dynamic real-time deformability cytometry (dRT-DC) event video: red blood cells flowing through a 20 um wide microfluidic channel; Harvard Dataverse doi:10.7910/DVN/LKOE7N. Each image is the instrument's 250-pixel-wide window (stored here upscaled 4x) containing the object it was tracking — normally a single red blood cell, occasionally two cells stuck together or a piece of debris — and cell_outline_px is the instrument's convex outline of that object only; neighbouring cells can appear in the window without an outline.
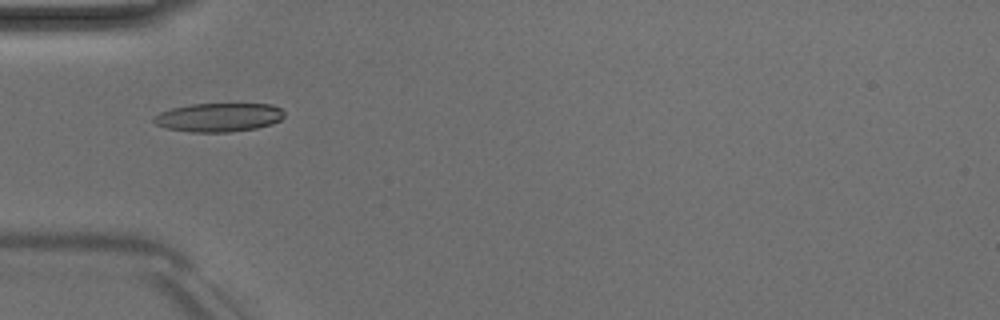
{"species": "Egyptian fruit bat (a non-hibernating species)", "species_latin": "Rousettus aegyptiacus", "temperature_condition": "room temperature", "stored_images_in_passage": 50, "camera_frame_rate_fps": 3000, "um_per_image_px": 0.085, "animal": {"sex": "male"}, "frame": {"image": 1, "passage_image": 16, "time_ms": 5.0, "image_size_px": [1000, 320], "cell_outline_px": [[284, 116], [280, 120], [272, 124], [256, 128], [228, 132], [192, 132], [164, 128], [156, 124], [152, 120], [152, 116], [160, 112], [172, 108], [192, 104], [272, 104], [280, 108], [284, 112]], "centroid_in_image_um": [18.57, 9.97], "position_along_channel_um": 66.4, "area_um2": 21.91}}
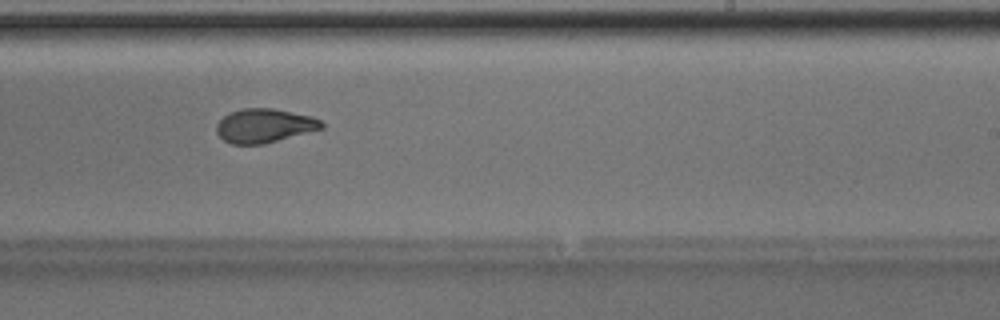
{"frame": {"image": 2, "passage_image": 31, "time_ms": 10.0, "image_size_px": [1000, 320], "cell_outline_px": [[324, 128], [264, 144], [232, 144], [224, 140], [216, 132], [216, 124], [228, 112], [240, 108], [272, 108], [312, 116], [320, 120], [324, 124]], "centroid_in_image_um": [22.46, 10.67], "position_along_channel_um": 266.5, "area_um2": 20.87}}
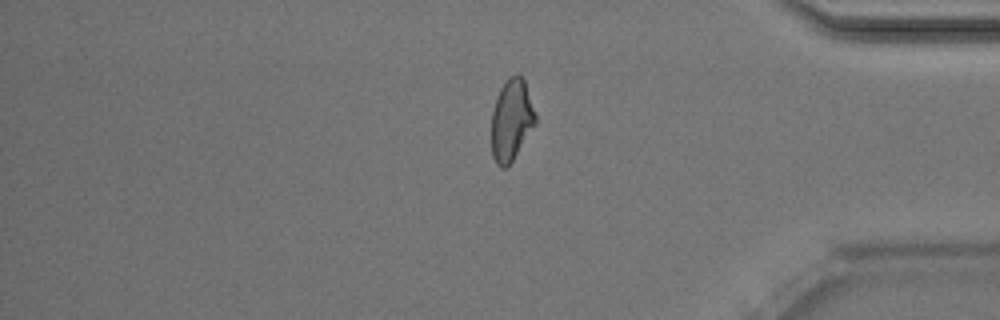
{"frame": {"image": 3, "passage_image": 42, "time_ms": 13.667, "image_size_px": [1000, 320], "cell_outline_px": [[536, 124], [512, 160], [504, 168], [500, 168], [496, 164], [492, 156], [492, 112], [500, 88], [508, 76], [520, 76], [524, 80], [536, 116]], "centroid_in_image_um": [43.46, 10.22], "position_along_channel_um": 391.7, "area_um2": 20.52}, "authors_computed_cell_mechanics": {"area_um2": 21.1837, "velocity_mm_per_s": 4.0144, "shape_relaxation_time_tau1_ms": 4.5369, "shape_relaxation_time_tau2_ms": 1.6324, "deformation_change_tau1": 0.1724, "deformation_change_tau2": 0.0621}}